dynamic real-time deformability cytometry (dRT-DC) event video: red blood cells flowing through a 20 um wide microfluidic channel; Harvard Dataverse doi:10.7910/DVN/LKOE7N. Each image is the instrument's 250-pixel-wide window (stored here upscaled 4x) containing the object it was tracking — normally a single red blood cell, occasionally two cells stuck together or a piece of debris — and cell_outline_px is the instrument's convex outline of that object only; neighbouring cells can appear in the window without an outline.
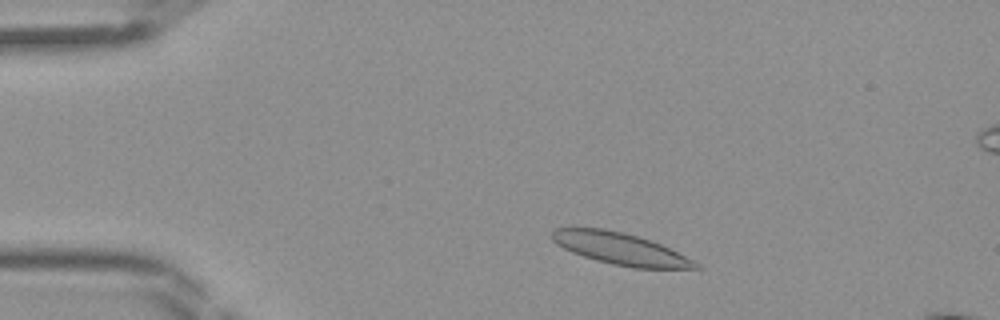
{"species": "Egyptian fruit bat (a non-hibernating species)", "species_latin": "Rousettus aegyptiacus", "temperature_condition": "room temperature", "stored_images_in_passage": 37, "camera_frame_rate_fps": 3000, "um_per_image_px": 0.085, "frame": {"image": 1, "passage_image": 1, "time_ms": 0.0, "image_size_px": [1000, 320], "cell_outline_px": [[704, 268], [632, 268], [612, 264], [596, 260], [572, 252], [556, 244], [552, 240], [552, 228], [604, 228], [636, 236], [660, 244], [700, 264]], "centroid_in_image_um": [52.68, 21.14], "position_along_channel_um": 32.3, "area_um2": 26.18}}
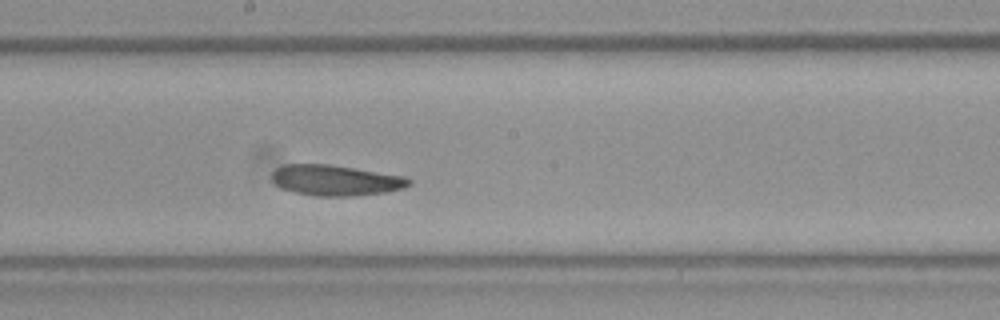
{"frame": {"image": 2, "passage_image": 17, "time_ms": 5.333, "image_size_px": [1000, 320], "cell_outline_px": [[412, 184], [404, 188], [384, 192], [352, 196], [316, 196], [292, 192], [280, 188], [272, 180], [272, 172], [276, 168], [284, 164], [328, 164], [408, 176], [412, 180]], "centroid_in_image_um": [28.54, 15.32], "position_along_channel_um": 219.7, "area_um2": 24.74}}
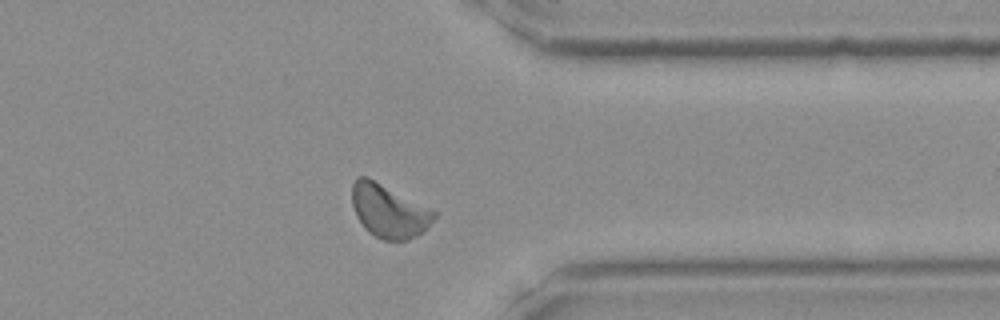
{"frame": {"image": 3, "passage_image": 28, "time_ms": 9.0, "image_size_px": [1000, 320], "cell_outline_px": [[436, 216], [416, 236], [408, 240], [384, 240], [368, 232], [364, 228], [356, 216], [352, 204], [352, 184], [356, 176], [368, 176], [436, 212]], "centroid_in_image_um": [32.98, 17.91], "position_along_channel_um": 378.4, "area_um2": 25.09}}